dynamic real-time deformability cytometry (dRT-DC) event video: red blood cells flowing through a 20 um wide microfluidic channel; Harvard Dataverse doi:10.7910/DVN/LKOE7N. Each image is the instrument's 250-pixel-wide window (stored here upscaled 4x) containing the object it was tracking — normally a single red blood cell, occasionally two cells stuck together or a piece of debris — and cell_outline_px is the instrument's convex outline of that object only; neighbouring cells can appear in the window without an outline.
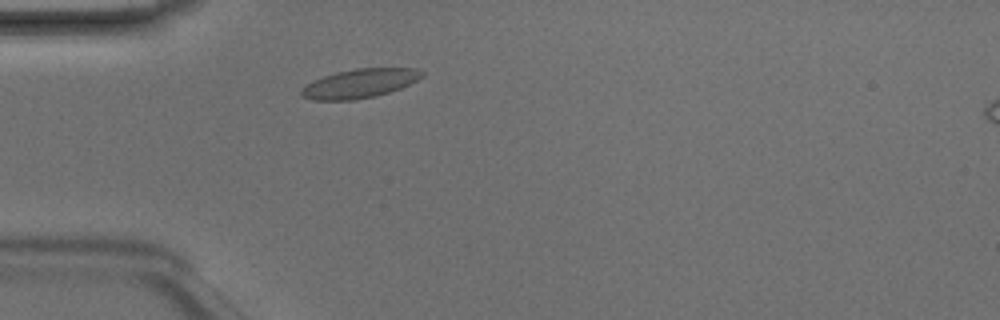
{"species": "Egyptian fruit bat (a non-hibernating species)", "species_latin": "Rousettus aegyptiacus", "temperature_condition": "room temperature", "stored_images_in_passage": 36, "camera_frame_rate_fps": 3000, "um_per_image_px": 0.085, "animal": {"sex": "male"}, "frame": {"image": 1, "passage_image": 2, "time_ms": 0.333, "image_size_px": [1000, 320], "cell_outline_px": [[424, 76], [400, 88], [376, 96], [352, 100], [312, 100], [304, 96], [300, 92], [300, 88], [324, 76], [336, 72], [356, 68], [416, 68], [424, 72]], "centroid_in_image_um": [30.59, 7.09], "position_along_channel_um": 54.4, "area_um2": 20.17}}
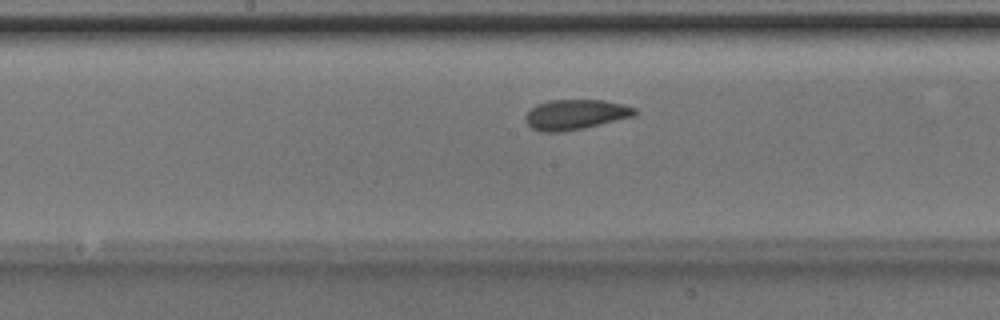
{"frame": {"image": 2, "passage_image": 13, "time_ms": 4.0, "image_size_px": [1000, 320], "cell_outline_px": [[636, 112], [632, 116], [584, 128], [564, 132], [540, 132], [532, 128], [528, 124], [524, 116], [536, 104], [548, 100], [604, 100], [624, 104], [636, 108]], "centroid_in_image_um": [48.88, 9.73], "position_along_channel_um": 199.3, "area_um2": 19.13}}
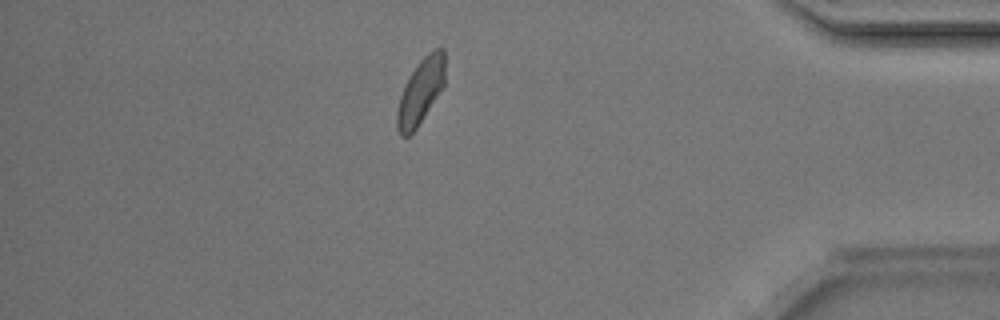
{"frame": {"image": 3, "passage_image": 30, "time_ms": 9.667, "image_size_px": [1000, 320], "cell_outline_px": [[444, 84], [416, 128], [408, 136], [400, 136], [396, 128], [396, 112], [400, 96], [412, 72], [420, 60], [428, 52], [436, 48], [444, 48]], "centroid_in_image_um": [35.73, 7.77], "position_along_channel_um": 399.5, "area_um2": 17.74}, "authors_computed_cell_mechanics": {"area_um2": 18.5827, "velocity_mm_per_s": 4.1646, "shape_relaxation_time_tau1_ms": 3.4021, "shape_relaxation_time_tau2_ms": 0.7659, "deformation_change_tau1": 0.1158, "deformation_change_tau2": 0.0619}}